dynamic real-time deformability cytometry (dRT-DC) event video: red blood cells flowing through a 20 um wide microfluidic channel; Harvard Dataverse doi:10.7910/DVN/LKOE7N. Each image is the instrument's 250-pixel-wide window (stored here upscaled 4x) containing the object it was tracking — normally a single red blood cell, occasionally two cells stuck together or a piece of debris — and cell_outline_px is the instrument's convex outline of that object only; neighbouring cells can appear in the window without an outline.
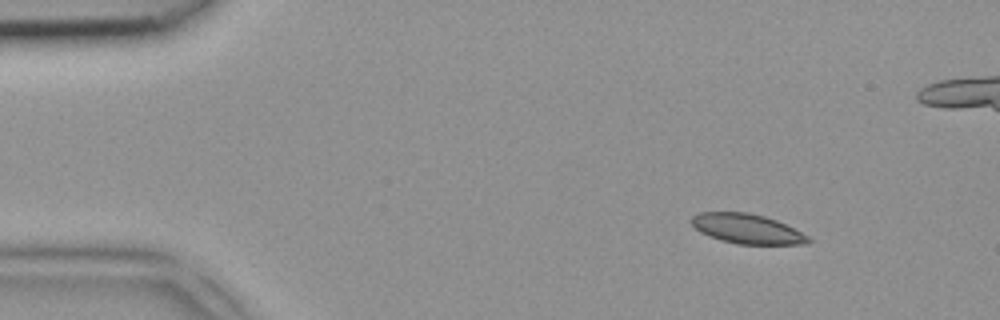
{"species": "common noctule bat (a hibernating species)", "species_latin": "Nyctalus noctula", "temperature_condition": "room temperature", "stored_images_in_passage": 3, "camera_frame_rate_fps": 3000, "um_per_image_px": 0.085, "animal": {"sex": "female", "body_mass_g": 18.4}, "frame": {"image": 1, "passage_image": 1, "time_ms": 0.0, "image_size_px": [1000, 320], "cell_outline_px": [[812, 240], [808, 244], [736, 244], [720, 240], [700, 232], [688, 220], [692, 216], [700, 212], [748, 212], [764, 216], [776, 220], [808, 236]], "centroid_in_image_um": [63.47, 19.44], "position_along_channel_um": 21.5, "area_um2": 20.17}}